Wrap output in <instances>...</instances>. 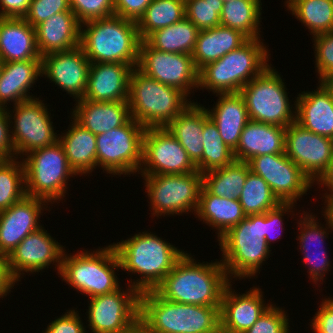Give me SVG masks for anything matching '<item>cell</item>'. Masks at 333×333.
Returning a JSON list of instances; mask_svg holds the SVG:
<instances>
[{
    "mask_svg": "<svg viewBox=\"0 0 333 333\" xmlns=\"http://www.w3.org/2000/svg\"><path fill=\"white\" fill-rule=\"evenodd\" d=\"M194 260L185 253L155 291L168 301L221 306L223 292L231 282L221 260L206 264Z\"/></svg>",
    "mask_w": 333,
    "mask_h": 333,
    "instance_id": "obj_1",
    "label": "cell"
},
{
    "mask_svg": "<svg viewBox=\"0 0 333 333\" xmlns=\"http://www.w3.org/2000/svg\"><path fill=\"white\" fill-rule=\"evenodd\" d=\"M112 245L121 269L141 274L140 279L130 280V286L139 293L155 290L186 253L147 231Z\"/></svg>",
    "mask_w": 333,
    "mask_h": 333,
    "instance_id": "obj_2",
    "label": "cell"
},
{
    "mask_svg": "<svg viewBox=\"0 0 333 333\" xmlns=\"http://www.w3.org/2000/svg\"><path fill=\"white\" fill-rule=\"evenodd\" d=\"M139 321L151 333H217L220 306L168 301L152 290L140 293Z\"/></svg>",
    "mask_w": 333,
    "mask_h": 333,
    "instance_id": "obj_3",
    "label": "cell"
},
{
    "mask_svg": "<svg viewBox=\"0 0 333 333\" xmlns=\"http://www.w3.org/2000/svg\"><path fill=\"white\" fill-rule=\"evenodd\" d=\"M140 44L133 20L112 15L81 24L80 46L91 63L119 62L136 68Z\"/></svg>",
    "mask_w": 333,
    "mask_h": 333,
    "instance_id": "obj_4",
    "label": "cell"
},
{
    "mask_svg": "<svg viewBox=\"0 0 333 333\" xmlns=\"http://www.w3.org/2000/svg\"><path fill=\"white\" fill-rule=\"evenodd\" d=\"M268 49L260 38L248 39L238 49L199 70L200 89L216 93H237L268 65Z\"/></svg>",
    "mask_w": 333,
    "mask_h": 333,
    "instance_id": "obj_5",
    "label": "cell"
},
{
    "mask_svg": "<svg viewBox=\"0 0 333 333\" xmlns=\"http://www.w3.org/2000/svg\"><path fill=\"white\" fill-rule=\"evenodd\" d=\"M184 92L150 78L134 68L129 81L131 118L145 129L166 127L190 103Z\"/></svg>",
    "mask_w": 333,
    "mask_h": 333,
    "instance_id": "obj_6",
    "label": "cell"
},
{
    "mask_svg": "<svg viewBox=\"0 0 333 333\" xmlns=\"http://www.w3.org/2000/svg\"><path fill=\"white\" fill-rule=\"evenodd\" d=\"M218 241L229 280L233 275L238 279L254 277L271 251L264 240V214L246 216Z\"/></svg>",
    "mask_w": 333,
    "mask_h": 333,
    "instance_id": "obj_7",
    "label": "cell"
},
{
    "mask_svg": "<svg viewBox=\"0 0 333 333\" xmlns=\"http://www.w3.org/2000/svg\"><path fill=\"white\" fill-rule=\"evenodd\" d=\"M65 253L64 251L59 275L72 288L88 295L89 298L112 293L120 288L115 268L117 271L121 265L113 245L91 253Z\"/></svg>",
    "mask_w": 333,
    "mask_h": 333,
    "instance_id": "obj_8",
    "label": "cell"
},
{
    "mask_svg": "<svg viewBox=\"0 0 333 333\" xmlns=\"http://www.w3.org/2000/svg\"><path fill=\"white\" fill-rule=\"evenodd\" d=\"M26 156L25 160L22 159L26 194L45 199L51 204L63 199L69 177L77 174L69 166L61 143L56 141L50 146L33 150Z\"/></svg>",
    "mask_w": 333,
    "mask_h": 333,
    "instance_id": "obj_9",
    "label": "cell"
},
{
    "mask_svg": "<svg viewBox=\"0 0 333 333\" xmlns=\"http://www.w3.org/2000/svg\"><path fill=\"white\" fill-rule=\"evenodd\" d=\"M285 84L270 65L241 90L249 120L287 127L296 120ZM293 112V113H292Z\"/></svg>",
    "mask_w": 333,
    "mask_h": 333,
    "instance_id": "obj_10",
    "label": "cell"
},
{
    "mask_svg": "<svg viewBox=\"0 0 333 333\" xmlns=\"http://www.w3.org/2000/svg\"><path fill=\"white\" fill-rule=\"evenodd\" d=\"M145 128L131 118L126 124L96 135V161L107 174L140 171Z\"/></svg>",
    "mask_w": 333,
    "mask_h": 333,
    "instance_id": "obj_11",
    "label": "cell"
},
{
    "mask_svg": "<svg viewBox=\"0 0 333 333\" xmlns=\"http://www.w3.org/2000/svg\"><path fill=\"white\" fill-rule=\"evenodd\" d=\"M153 216L197 211L202 188V174L142 175ZM155 214V215H154Z\"/></svg>",
    "mask_w": 333,
    "mask_h": 333,
    "instance_id": "obj_12",
    "label": "cell"
},
{
    "mask_svg": "<svg viewBox=\"0 0 333 333\" xmlns=\"http://www.w3.org/2000/svg\"><path fill=\"white\" fill-rule=\"evenodd\" d=\"M128 287L89 298L87 321L93 333H124L139 322L140 293Z\"/></svg>",
    "mask_w": 333,
    "mask_h": 333,
    "instance_id": "obj_13",
    "label": "cell"
},
{
    "mask_svg": "<svg viewBox=\"0 0 333 333\" xmlns=\"http://www.w3.org/2000/svg\"><path fill=\"white\" fill-rule=\"evenodd\" d=\"M136 68L162 84L178 88L187 96L192 88H199V70L190 54L161 52L141 40Z\"/></svg>",
    "mask_w": 333,
    "mask_h": 333,
    "instance_id": "obj_14",
    "label": "cell"
},
{
    "mask_svg": "<svg viewBox=\"0 0 333 333\" xmlns=\"http://www.w3.org/2000/svg\"><path fill=\"white\" fill-rule=\"evenodd\" d=\"M42 102L39 98L19 102L13 106L14 115L7 109L10 120L12 116L14 120L10 123H14L11 134L16 158L18 155H27L33 150L50 146L58 141L47 106Z\"/></svg>",
    "mask_w": 333,
    "mask_h": 333,
    "instance_id": "obj_15",
    "label": "cell"
},
{
    "mask_svg": "<svg viewBox=\"0 0 333 333\" xmlns=\"http://www.w3.org/2000/svg\"><path fill=\"white\" fill-rule=\"evenodd\" d=\"M140 170L141 175H166L195 172L197 168L180 142L163 127L145 129Z\"/></svg>",
    "mask_w": 333,
    "mask_h": 333,
    "instance_id": "obj_16",
    "label": "cell"
},
{
    "mask_svg": "<svg viewBox=\"0 0 333 333\" xmlns=\"http://www.w3.org/2000/svg\"><path fill=\"white\" fill-rule=\"evenodd\" d=\"M250 170L262 177L281 203H297L312 188V180L285 153L255 156Z\"/></svg>",
    "mask_w": 333,
    "mask_h": 333,
    "instance_id": "obj_17",
    "label": "cell"
},
{
    "mask_svg": "<svg viewBox=\"0 0 333 333\" xmlns=\"http://www.w3.org/2000/svg\"><path fill=\"white\" fill-rule=\"evenodd\" d=\"M285 154L314 183L332 160L333 140L306 130L295 121L285 129Z\"/></svg>",
    "mask_w": 333,
    "mask_h": 333,
    "instance_id": "obj_18",
    "label": "cell"
},
{
    "mask_svg": "<svg viewBox=\"0 0 333 333\" xmlns=\"http://www.w3.org/2000/svg\"><path fill=\"white\" fill-rule=\"evenodd\" d=\"M63 247L47 233L44 227L30 233L6 258L13 279L18 282L21 275L25 274L23 272H40L54 263H57L55 266L59 274L64 254Z\"/></svg>",
    "mask_w": 333,
    "mask_h": 333,
    "instance_id": "obj_19",
    "label": "cell"
},
{
    "mask_svg": "<svg viewBox=\"0 0 333 333\" xmlns=\"http://www.w3.org/2000/svg\"><path fill=\"white\" fill-rule=\"evenodd\" d=\"M90 64L81 46L41 56L42 76L74 96L76 101L84 97Z\"/></svg>",
    "mask_w": 333,
    "mask_h": 333,
    "instance_id": "obj_20",
    "label": "cell"
},
{
    "mask_svg": "<svg viewBox=\"0 0 333 333\" xmlns=\"http://www.w3.org/2000/svg\"><path fill=\"white\" fill-rule=\"evenodd\" d=\"M48 201L26 195L0 212V255L8 257L30 233L37 231L39 217ZM44 205V206H43Z\"/></svg>",
    "mask_w": 333,
    "mask_h": 333,
    "instance_id": "obj_21",
    "label": "cell"
},
{
    "mask_svg": "<svg viewBox=\"0 0 333 333\" xmlns=\"http://www.w3.org/2000/svg\"><path fill=\"white\" fill-rule=\"evenodd\" d=\"M231 286L230 282L222 295L220 328L230 333H243L252 327L271 304L265 305L259 287L250 288V291L241 295L233 291Z\"/></svg>",
    "mask_w": 333,
    "mask_h": 333,
    "instance_id": "obj_22",
    "label": "cell"
},
{
    "mask_svg": "<svg viewBox=\"0 0 333 333\" xmlns=\"http://www.w3.org/2000/svg\"><path fill=\"white\" fill-rule=\"evenodd\" d=\"M134 68L125 63H91L83 100L128 101L129 81Z\"/></svg>",
    "mask_w": 333,
    "mask_h": 333,
    "instance_id": "obj_23",
    "label": "cell"
},
{
    "mask_svg": "<svg viewBox=\"0 0 333 333\" xmlns=\"http://www.w3.org/2000/svg\"><path fill=\"white\" fill-rule=\"evenodd\" d=\"M294 103L299 125L333 140V96L322 82L316 91L299 93Z\"/></svg>",
    "mask_w": 333,
    "mask_h": 333,
    "instance_id": "obj_24",
    "label": "cell"
},
{
    "mask_svg": "<svg viewBox=\"0 0 333 333\" xmlns=\"http://www.w3.org/2000/svg\"><path fill=\"white\" fill-rule=\"evenodd\" d=\"M34 28L40 56L80 46L81 24L72 11L54 14Z\"/></svg>",
    "mask_w": 333,
    "mask_h": 333,
    "instance_id": "obj_25",
    "label": "cell"
},
{
    "mask_svg": "<svg viewBox=\"0 0 333 333\" xmlns=\"http://www.w3.org/2000/svg\"><path fill=\"white\" fill-rule=\"evenodd\" d=\"M76 102L72 119L94 135L120 127L131 119L128 101L94 102L81 99Z\"/></svg>",
    "mask_w": 333,
    "mask_h": 333,
    "instance_id": "obj_26",
    "label": "cell"
},
{
    "mask_svg": "<svg viewBox=\"0 0 333 333\" xmlns=\"http://www.w3.org/2000/svg\"><path fill=\"white\" fill-rule=\"evenodd\" d=\"M285 129L286 127L249 120L233 151L235 161L248 162L255 156L285 153Z\"/></svg>",
    "mask_w": 333,
    "mask_h": 333,
    "instance_id": "obj_27",
    "label": "cell"
},
{
    "mask_svg": "<svg viewBox=\"0 0 333 333\" xmlns=\"http://www.w3.org/2000/svg\"><path fill=\"white\" fill-rule=\"evenodd\" d=\"M41 60L35 28L24 18L0 17V61Z\"/></svg>",
    "mask_w": 333,
    "mask_h": 333,
    "instance_id": "obj_28",
    "label": "cell"
},
{
    "mask_svg": "<svg viewBox=\"0 0 333 333\" xmlns=\"http://www.w3.org/2000/svg\"><path fill=\"white\" fill-rule=\"evenodd\" d=\"M218 95L219 101L213 109H207V114L217 126L224 143L234 151L242 130L249 121L247 108L239 92L217 93L216 96Z\"/></svg>",
    "mask_w": 333,
    "mask_h": 333,
    "instance_id": "obj_29",
    "label": "cell"
},
{
    "mask_svg": "<svg viewBox=\"0 0 333 333\" xmlns=\"http://www.w3.org/2000/svg\"><path fill=\"white\" fill-rule=\"evenodd\" d=\"M0 76V107H7V102L18 104L36 97L29 95V89L42 77L41 60L2 62ZM6 104V106H5Z\"/></svg>",
    "mask_w": 333,
    "mask_h": 333,
    "instance_id": "obj_30",
    "label": "cell"
},
{
    "mask_svg": "<svg viewBox=\"0 0 333 333\" xmlns=\"http://www.w3.org/2000/svg\"><path fill=\"white\" fill-rule=\"evenodd\" d=\"M248 38L239 30L218 25L199 31L192 53L194 64L198 70L206 64L216 61L227 53L238 49Z\"/></svg>",
    "mask_w": 333,
    "mask_h": 333,
    "instance_id": "obj_31",
    "label": "cell"
},
{
    "mask_svg": "<svg viewBox=\"0 0 333 333\" xmlns=\"http://www.w3.org/2000/svg\"><path fill=\"white\" fill-rule=\"evenodd\" d=\"M300 219L302 221L298 223V226H300V233L297 240L300 241V249L304 256L302 259H304V264L308 266L310 278L313 282H315V284H317L318 281H323L325 273L331 266V261H329L326 254L327 251H325L321 246L324 243V238H326L329 233L326 228L323 229L324 227L320 226L319 223L316 222L317 220L314 215H309V212L308 214L303 213V216ZM317 246L319 248H317Z\"/></svg>",
    "mask_w": 333,
    "mask_h": 333,
    "instance_id": "obj_32",
    "label": "cell"
},
{
    "mask_svg": "<svg viewBox=\"0 0 333 333\" xmlns=\"http://www.w3.org/2000/svg\"><path fill=\"white\" fill-rule=\"evenodd\" d=\"M207 109L197 102L190 103L166 128L180 142L196 165L203 155V126Z\"/></svg>",
    "mask_w": 333,
    "mask_h": 333,
    "instance_id": "obj_33",
    "label": "cell"
},
{
    "mask_svg": "<svg viewBox=\"0 0 333 333\" xmlns=\"http://www.w3.org/2000/svg\"><path fill=\"white\" fill-rule=\"evenodd\" d=\"M195 215L217 229L218 240L246 217L238 199L215 196L203 186Z\"/></svg>",
    "mask_w": 333,
    "mask_h": 333,
    "instance_id": "obj_34",
    "label": "cell"
},
{
    "mask_svg": "<svg viewBox=\"0 0 333 333\" xmlns=\"http://www.w3.org/2000/svg\"><path fill=\"white\" fill-rule=\"evenodd\" d=\"M66 133L58 137L63 146L69 166L77 175L91 173L97 166L96 135L75 120Z\"/></svg>",
    "mask_w": 333,
    "mask_h": 333,
    "instance_id": "obj_35",
    "label": "cell"
},
{
    "mask_svg": "<svg viewBox=\"0 0 333 333\" xmlns=\"http://www.w3.org/2000/svg\"><path fill=\"white\" fill-rule=\"evenodd\" d=\"M199 29L186 17L153 32L145 41L154 49L167 53L192 55Z\"/></svg>",
    "mask_w": 333,
    "mask_h": 333,
    "instance_id": "obj_36",
    "label": "cell"
},
{
    "mask_svg": "<svg viewBox=\"0 0 333 333\" xmlns=\"http://www.w3.org/2000/svg\"><path fill=\"white\" fill-rule=\"evenodd\" d=\"M261 0H232L224 2L220 25L239 30L248 39L260 38Z\"/></svg>",
    "mask_w": 333,
    "mask_h": 333,
    "instance_id": "obj_37",
    "label": "cell"
},
{
    "mask_svg": "<svg viewBox=\"0 0 333 333\" xmlns=\"http://www.w3.org/2000/svg\"><path fill=\"white\" fill-rule=\"evenodd\" d=\"M249 171L247 162L234 161L231 165L202 174V186L215 196L238 199Z\"/></svg>",
    "mask_w": 333,
    "mask_h": 333,
    "instance_id": "obj_38",
    "label": "cell"
},
{
    "mask_svg": "<svg viewBox=\"0 0 333 333\" xmlns=\"http://www.w3.org/2000/svg\"><path fill=\"white\" fill-rule=\"evenodd\" d=\"M185 17V0H153L136 22L141 40Z\"/></svg>",
    "mask_w": 333,
    "mask_h": 333,
    "instance_id": "obj_39",
    "label": "cell"
},
{
    "mask_svg": "<svg viewBox=\"0 0 333 333\" xmlns=\"http://www.w3.org/2000/svg\"><path fill=\"white\" fill-rule=\"evenodd\" d=\"M202 135L203 155L196 164V168L201 174L231 165L235 161L233 150L224 143L217 126L208 117V114L204 116Z\"/></svg>",
    "mask_w": 333,
    "mask_h": 333,
    "instance_id": "obj_40",
    "label": "cell"
},
{
    "mask_svg": "<svg viewBox=\"0 0 333 333\" xmlns=\"http://www.w3.org/2000/svg\"><path fill=\"white\" fill-rule=\"evenodd\" d=\"M288 8L313 36L333 31V0H296Z\"/></svg>",
    "mask_w": 333,
    "mask_h": 333,
    "instance_id": "obj_41",
    "label": "cell"
},
{
    "mask_svg": "<svg viewBox=\"0 0 333 333\" xmlns=\"http://www.w3.org/2000/svg\"><path fill=\"white\" fill-rule=\"evenodd\" d=\"M238 200L246 216L264 214L281 203L268 183L251 170L247 174L245 185Z\"/></svg>",
    "mask_w": 333,
    "mask_h": 333,
    "instance_id": "obj_42",
    "label": "cell"
},
{
    "mask_svg": "<svg viewBox=\"0 0 333 333\" xmlns=\"http://www.w3.org/2000/svg\"><path fill=\"white\" fill-rule=\"evenodd\" d=\"M16 159H5L0 164V212L27 195L24 163Z\"/></svg>",
    "mask_w": 333,
    "mask_h": 333,
    "instance_id": "obj_43",
    "label": "cell"
},
{
    "mask_svg": "<svg viewBox=\"0 0 333 333\" xmlns=\"http://www.w3.org/2000/svg\"><path fill=\"white\" fill-rule=\"evenodd\" d=\"M221 0H185V17L200 31L220 25Z\"/></svg>",
    "mask_w": 333,
    "mask_h": 333,
    "instance_id": "obj_44",
    "label": "cell"
},
{
    "mask_svg": "<svg viewBox=\"0 0 333 333\" xmlns=\"http://www.w3.org/2000/svg\"><path fill=\"white\" fill-rule=\"evenodd\" d=\"M69 2L80 24L114 15V0H69Z\"/></svg>",
    "mask_w": 333,
    "mask_h": 333,
    "instance_id": "obj_45",
    "label": "cell"
},
{
    "mask_svg": "<svg viewBox=\"0 0 333 333\" xmlns=\"http://www.w3.org/2000/svg\"><path fill=\"white\" fill-rule=\"evenodd\" d=\"M271 304L252 325L243 333H290L289 318L282 308Z\"/></svg>",
    "mask_w": 333,
    "mask_h": 333,
    "instance_id": "obj_46",
    "label": "cell"
},
{
    "mask_svg": "<svg viewBox=\"0 0 333 333\" xmlns=\"http://www.w3.org/2000/svg\"><path fill=\"white\" fill-rule=\"evenodd\" d=\"M319 82L333 75V31L312 36Z\"/></svg>",
    "mask_w": 333,
    "mask_h": 333,
    "instance_id": "obj_47",
    "label": "cell"
},
{
    "mask_svg": "<svg viewBox=\"0 0 333 333\" xmlns=\"http://www.w3.org/2000/svg\"><path fill=\"white\" fill-rule=\"evenodd\" d=\"M63 11H72L69 0H31L27 14L24 19L35 27L47 20L54 14Z\"/></svg>",
    "mask_w": 333,
    "mask_h": 333,
    "instance_id": "obj_48",
    "label": "cell"
},
{
    "mask_svg": "<svg viewBox=\"0 0 333 333\" xmlns=\"http://www.w3.org/2000/svg\"><path fill=\"white\" fill-rule=\"evenodd\" d=\"M294 203H280L277 207L264 213V240L271 247V241H276L282 234L279 231L283 228L282 217L286 212H293ZM282 227V228H281ZM278 229V230H277ZM277 230V234L274 233ZM276 234L274 236V234ZM278 237V238H277Z\"/></svg>",
    "mask_w": 333,
    "mask_h": 333,
    "instance_id": "obj_49",
    "label": "cell"
},
{
    "mask_svg": "<svg viewBox=\"0 0 333 333\" xmlns=\"http://www.w3.org/2000/svg\"><path fill=\"white\" fill-rule=\"evenodd\" d=\"M75 310H69L52 321L43 333H86V327Z\"/></svg>",
    "mask_w": 333,
    "mask_h": 333,
    "instance_id": "obj_50",
    "label": "cell"
},
{
    "mask_svg": "<svg viewBox=\"0 0 333 333\" xmlns=\"http://www.w3.org/2000/svg\"><path fill=\"white\" fill-rule=\"evenodd\" d=\"M153 0H114V15L137 22Z\"/></svg>",
    "mask_w": 333,
    "mask_h": 333,
    "instance_id": "obj_51",
    "label": "cell"
},
{
    "mask_svg": "<svg viewBox=\"0 0 333 333\" xmlns=\"http://www.w3.org/2000/svg\"><path fill=\"white\" fill-rule=\"evenodd\" d=\"M319 310L312 319L314 333H333V298L323 299Z\"/></svg>",
    "mask_w": 333,
    "mask_h": 333,
    "instance_id": "obj_52",
    "label": "cell"
},
{
    "mask_svg": "<svg viewBox=\"0 0 333 333\" xmlns=\"http://www.w3.org/2000/svg\"><path fill=\"white\" fill-rule=\"evenodd\" d=\"M10 121L11 120L8 116L7 108L0 107V153L6 159H12L14 157L16 158L15 147L11 135L12 124Z\"/></svg>",
    "mask_w": 333,
    "mask_h": 333,
    "instance_id": "obj_53",
    "label": "cell"
},
{
    "mask_svg": "<svg viewBox=\"0 0 333 333\" xmlns=\"http://www.w3.org/2000/svg\"><path fill=\"white\" fill-rule=\"evenodd\" d=\"M31 0H0L1 18H24Z\"/></svg>",
    "mask_w": 333,
    "mask_h": 333,
    "instance_id": "obj_54",
    "label": "cell"
},
{
    "mask_svg": "<svg viewBox=\"0 0 333 333\" xmlns=\"http://www.w3.org/2000/svg\"><path fill=\"white\" fill-rule=\"evenodd\" d=\"M16 281L13 279L6 257L0 256V298L6 297L10 292ZM12 287V288H11Z\"/></svg>",
    "mask_w": 333,
    "mask_h": 333,
    "instance_id": "obj_55",
    "label": "cell"
},
{
    "mask_svg": "<svg viewBox=\"0 0 333 333\" xmlns=\"http://www.w3.org/2000/svg\"><path fill=\"white\" fill-rule=\"evenodd\" d=\"M316 183L320 184V187L324 184L323 186H327L329 188L331 194L327 192L325 196H323V199L324 197L326 198L324 203L328 205L331 201H333V155L327 170L318 178Z\"/></svg>",
    "mask_w": 333,
    "mask_h": 333,
    "instance_id": "obj_56",
    "label": "cell"
},
{
    "mask_svg": "<svg viewBox=\"0 0 333 333\" xmlns=\"http://www.w3.org/2000/svg\"><path fill=\"white\" fill-rule=\"evenodd\" d=\"M325 211L323 212V216H325L324 218L327 219L325 221L326 224L328 225L329 228H331V230H333V201H331L327 206L325 205Z\"/></svg>",
    "mask_w": 333,
    "mask_h": 333,
    "instance_id": "obj_57",
    "label": "cell"
},
{
    "mask_svg": "<svg viewBox=\"0 0 333 333\" xmlns=\"http://www.w3.org/2000/svg\"><path fill=\"white\" fill-rule=\"evenodd\" d=\"M124 333H151L140 321L130 330Z\"/></svg>",
    "mask_w": 333,
    "mask_h": 333,
    "instance_id": "obj_58",
    "label": "cell"
},
{
    "mask_svg": "<svg viewBox=\"0 0 333 333\" xmlns=\"http://www.w3.org/2000/svg\"><path fill=\"white\" fill-rule=\"evenodd\" d=\"M321 82L327 87V89L331 92L333 96V75L328 76Z\"/></svg>",
    "mask_w": 333,
    "mask_h": 333,
    "instance_id": "obj_59",
    "label": "cell"
},
{
    "mask_svg": "<svg viewBox=\"0 0 333 333\" xmlns=\"http://www.w3.org/2000/svg\"><path fill=\"white\" fill-rule=\"evenodd\" d=\"M296 0H286V5L285 6H287V9H288V7L293 3V2H295Z\"/></svg>",
    "mask_w": 333,
    "mask_h": 333,
    "instance_id": "obj_60",
    "label": "cell"
},
{
    "mask_svg": "<svg viewBox=\"0 0 333 333\" xmlns=\"http://www.w3.org/2000/svg\"><path fill=\"white\" fill-rule=\"evenodd\" d=\"M6 158L0 153V164L5 160Z\"/></svg>",
    "mask_w": 333,
    "mask_h": 333,
    "instance_id": "obj_61",
    "label": "cell"
},
{
    "mask_svg": "<svg viewBox=\"0 0 333 333\" xmlns=\"http://www.w3.org/2000/svg\"><path fill=\"white\" fill-rule=\"evenodd\" d=\"M217 333H230V332H227V331L220 328Z\"/></svg>",
    "mask_w": 333,
    "mask_h": 333,
    "instance_id": "obj_62",
    "label": "cell"
},
{
    "mask_svg": "<svg viewBox=\"0 0 333 333\" xmlns=\"http://www.w3.org/2000/svg\"><path fill=\"white\" fill-rule=\"evenodd\" d=\"M2 70H3V63L0 61V76H1Z\"/></svg>",
    "mask_w": 333,
    "mask_h": 333,
    "instance_id": "obj_63",
    "label": "cell"
},
{
    "mask_svg": "<svg viewBox=\"0 0 333 333\" xmlns=\"http://www.w3.org/2000/svg\"><path fill=\"white\" fill-rule=\"evenodd\" d=\"M221 1L224 3V2H227V1H232V0H221Z\"/></svg>",
    "mask_w": 333,
    "mask_h": 333,
    "instance_id": "obj_64",
    "label": "cell"
}]
</instances>
